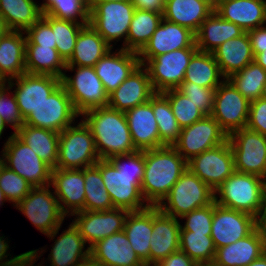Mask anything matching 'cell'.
Instances as JSON below:
<instances>
[{
    "instance_id": "obj_1",
    "label": "cell",
    "mask_w": 266,
    "mask_h": 266,
    "mask_svg": "<svg viewBox=\"0 0 266 266\" xmlns=\"http://www.w3.org/2000/svg\"><path fill=\"white\" fill-rule=\"evenodd\" d=\"M127 160V163L121 160ZM95 166L100 170L105 188L110 195L114 208L128 211H141L144 205L141 183L145 171V150L117 155L107 160L100 159Z\"/></svg>"
},
{
    "instance_id": "obj_2",
    "label": "cell",
    "mask_w": 266,
    "mask_h": 266,
    "mask_svg": "<svg viewBox=\"0 0 266 266\" xmlns=\"http://www.w3.org/2000/svg\"><path fill=\"white\" fill-rule=\"evenodd\" d=\"M92 132L100 159L129 154L136 151L127 119L123 111L109 106L94 108L82 114Z\"/></svg>"
},
{
    "instance_id": "obj_3",
    "label": "cell",
    "mask_w": 266,
    "mask_h": 266,
    "mask_svg": "<svg viewBox=\"0 0 266 266\" xmlns=\"http://www.w3.org/2000/svg\"><path fill=\"white\" fill-rule=\"evenodd\" d=\"M187 169V161L172 147L145 150L141 193L149 206H158Z\"/></svg>"
},
{
    "instance_id": "obj_4",
    "label": "cell",
    "mask_w": 266,
    "mask_h": 266,
    "mask_svg": "<svg viewBox=\"0 0 266 266\" xmlns=\"http://www.w3.org/2000/svg\"><path fill=\"white\" fill-rule=\"evenodd\" d=\"M214 193L217 205L254 217L266 207V180L255 174L235 171Z\"/></svg>"
},
{
    "instance_id": "obj_5",
    "label": "cell",
    "mask_w": 266,
    "mask_h": 266,
    "mask_svg": "<svg viewBox=\"0 0 266 266\" xmlns=\"http://www.w3.org/2000/svg\"><path fill=\"white\" fill-rule=\"evenodd\" d=\"M214 201V191L187 168L157 207L168 216L181 218Z\"/></svg>"
},
{
    "instance_id": "obj_6",
    "label": "cell",
    "mask_w": 266,
    "mask_h": 266,
    "mask_svg": "<svg viewBox=\"0 0 266 266\" xmlns=\"http://www.w3.org/2000/svg\"><path fill=\"white\" fill-rule=\"evenodd\" d=\"M99 160L92 132L83 120L77 126L71 125L60 132L55 168L84 169L94 166Z\"/></svg>"
},
{
    "instance_id": "obj_7",
    "label": "cell",
    "mask_w": 266,
    "mask_h": 266,
    "mask_svg": "<svg viewBox=\"0 0 266 266\" xmlns=\"http://www.w3.org/2000/svg\"><path fill=\"white\" fill-rule=\"evenodd\" d=\"M2 150V162L23 177L33 187L50 185L52 167L43 161L26 143L13 133Z\"/></svg>"
},
{
    "instance_id": "obj_8",
    "label": "cell",
    "mask_w": 266,
    "mask_h": 266,
    "mask_svg": "<svg viewBox=\"0 0 266 266\" xmlns=\"http://www.w3.org/2000/svg\"><path fill=\"white\" fill-rule=\"evenodd\" d=\"M89 23L113 48L111 42L124 37L126 50L127 33L135 11L131 1L89 2Z\"/></svg>"
},
{
    "instance_id": "obj_9",
    "label": "cell",
    "mask_w": 266,
    "mask_h": 266,
    "mask_svg": "<svg viewBox=\"0 0 266 266\" xmlns=\"http://www.w3.org/2000/svg\"><path fill=\"white\" fill-rule=\"evenodd\" d=\"M45 187H33L16 205L41 233L54 239L66 217L60 209L58 199Z\"/></svg>"
},
{
    "instance_id": "obj_10",
    "label": "cell",
    "mask_w": 266,
    "mask_h": 266,
    "mask_svg": "<svg viewBox=\"0 0 266 266\" xmlns=\"http://www.w3.org/2000/svg\"><path fill=\"white\" fill-rule=\"evenodd\" d=\"M197 51V48H182L139 61L147 69L154 91L164 92L176 89L184 81L186 69Z\"/></svg>"
},
{
    "instance_id": "obj_11",
    "label": "cell",
    "mask_w": 266,
    "mask_h": 266,
    "mask_svg": "<svg viewBox=\"0 0 266 266\" xmlns=\"http://www.w3.org/2000/svg\"><path fill=\"white\" fill-rule=\"evenodd\" d=\"M76 67L77 71L73 78L66 74L61 78V84L71 98L76 112L81 116L88 110L108 106L109 95L97 76L95 68Z\"/></svg>"
},
{
    "instance_id": "obj_12",
    "label": "cell",
    "mask_w": 266,
    "mask_h": 266,
    "mask_svg": "<svg viewBox=\"0 0 266 266\" xmlns=\"http://www.w3.org/2000/svg\"><path fill=\"white\" fill-rule=\"evenodd\" d=\"M235 170L266 180V136L244 127L228 136Z\"/></svg>"
},
{
    "instance_id": "obj_13",
    "label": "cell",
    "mask_w": 266,
    "mask_h": 266,
    "mask_svg": "<svg viewBox=\"0 0 266 266\" xmlns=\"http://www.w3.org/2000/svg\"><path fill=\"white\" fill-rule=\"evenodd\" d=\"M78 116L65 87L60 84L43 103L31 110L24 124L60 133Z\"/></svg>"
},
{
    "instance_id": "obj_14",
    "label": "cell",
    "mask_w": 266,
    "mask_h": 266,
    "mask_svg": "<svg viewBox=\"0 0 266 266\" xmlns=\"http://www.w3.org/2000/svg\"><path fill=\"white\" fill-rule=\"evenodd\" d=\"M250 102L228 79L215 89L211 116L229 136L247 126Z\"/></svg>"
},
{
    "instance_id": "obj_15",
    "label": "cell",
    "mask_w": 266,
    "mask_h": 266,
    "mask_svg": "<svg viewBox=\"0 0 266 266\" xmlns=\"http://www.w3.org/2000/svg\"><path fill=\"white\" fill-rule=\"evenodd\" d=\"M187 168L215 191L236 171L229 141L195 155Z\"/></svg>"
},
{
    "instance_id": "obj_16",
    "label": "cell",
    "mask_w": 266,
    "mask_h": 266,
    "mask_svg": "<svg viewBox=\"0 0 266 266\" xmlns=\"http://www.w3.org/2000/svg\"><path fill=\"white\" fill-rule=\"evenodd\" d=\"M227 140L228 135L221 129L219 123L211 115H206L192 125L182 128L178 140L172 147L189 161L195 155L221 145Z\"/></svg>"
},
{
    "instance_id": "obj_17",
    "label": "cell",
    "mask_w": 266,
    "mask_h": 266,
    "mask_svg": "<svg viewBox=\"0 0 266 266\" xmlns=\"http://www.w3.org/2000/svg\"><path fill=\"white\" fill-rule=\"evenodd\" d=\"M130 211L114 208L107 211H80L72 223L79 230L89 248L98 241L116 232L123 231L125 221Z\"/></svg>"
},
{
    "instance_id": "obj_18",
    "label": "cell",
    "mask_w": 266,
    "mask_h": 266,
    "mask_svg": "<svg viewBox=\"0 0 266 266\" xmlns=\"http://www.w3.org/2000/svg\"><path fill=\"white\" fill-rule=\"evenodd\" d=\"M254 229V216L242 211L219 206L214 201L211 238L216 249L241 240Z\"/></svg>"
},
{
    "instance_id": "obj_19",
    "label": "cell",
    "mask_w": 266,
    "mask_h": 266,
    "mask_svg": "<svg viewBox=\"0 0 266 266\" xmlns=\"http://www.w3.org/2000/svg\"><path fill=\"white\" fill-rule=\"evenodd\" d=\"M14 80L16 83L9 80L8 86L10 89L17 86L13 92L23 118L43 103L61 84V78L30 73H24Z\"/></svg>"
},
{
    "instance_id": "obj_20",
    "label": "cell",
    "mask_w": 266,
    "mask_h": 266,
    "mask_svg": "<svg viewBox=\"0 0 266 266\" xmlns=\"http://www.w3.org/2000/svg\"><path fill=\"white\" fill-rule=\"evenodd\" d=\"M50 185L55 188L53 193L65 216L69 211L72 216L83 211L85 205L84 169L53 168Z\"/></svg>"
},
{
    "instance_id": "obj_21",
    "label": "cell",
    "mask_w": 266,
    "mask_h": 266,
    "mask_svg": "<svg viewBox=\"0 0 266 266\" xmlns=\"http://www.w3.org/2000/svg\"><path fill=\"white\" fill-rule=\"evenodd\" d=\"M182 48H197L195 33L163 18L138 56L139 59H152L155 56Z\"/></svg>"
},
{
    "instance_id": "obj_22",
    "label": "cell",
    "mask_w": 266,
    "mask_h": 266,
    "mask_svg": "<svg viewBox=\"0 0 266 266\" xmlns=\"http://www.w3.org/2000/svg\"><path fill=\"white\" fill-rule=\"evenodd\" d=\"M181 224L175 217L153 206V232L150 239L149 265H156L170 254L179 251Z\"/></svg>"
},
{
    "instance_id": "obj_23",
    "label": "cell",
    "mask_w": 266,
    "mask_h": 266,
    "mask_svg": "<svg viewBox=\"0 0 266 266\" xmlns=\"http://www.w3.org/2000/svg\"><path fill=\"white\" fill-rule=\"evenodd\" d=\"M142 67L140 64L116 90L109 94V107L125 112L147 103L156 93L147 69Z\"/></svg>"
},
{
    "instance_id": "obj_24",
    "label": "cell",
    "mask_w": 266,
    "mask_h": 266,
    "mask_svg": "<svg viewBox=\"0 0 266 266\" xmlns=\"http://www.w3.org/2000/svg\"><path fill=\"white\" fill-rule=\"evenodd\" d=\"M110 49L94 66L105 91L112 93L140 65L138 53L121 48L111 54Z\"/></svg>"
},
{
    "instance_id": "obj_25",
    "label": "cell",
    "mask_w": 266,
    "mask_h": 266,
    "mask_svg": "<svg viewBox=\"0 0 266 266\" xmlns=\"http://www.w3.org/2000/svg\"><path fill=\"white\" fill-rule=\"evenodd\" d=\"M124 113L136 150L144 151L163 147L153 114L152 97L147 103L138 105Z\"/></svg>"
},
{
    "instance_id": "obj_26",
    "label": "cell",
    "mask_w": 266,
    "mask_h": 266,
    "mask_svg": "<svg viewBox=\"0 0 266 266\" xmlns=\"http://www.w3.org/2000/svg\"><path fill=\"white\" fill-rule=\"evenodd\" d=\"M214 10L224 20L248 32L266 23L265 0H215Z\"/></svg>"
},
{
    "instance_id": "obj_27",
    "label": "cell",
    "mask_w": 266,
    "mask_h": 266,
    "mask_svg": "<svg viewBox=\"0 0 266 266\" xmlns=\"http://www.w3.org/2000/svg\"><path fill=\"white\" fill-rule=\"evenodd\" d=\"M90 257L102 266H144L124 231L98 241L90 248Z\"/></svg>"
},
{
    "instance_id": "obj_28",
    "label": "cell",
    "mask_w": 266,
    "mask_h": 266,
    "mask_svg": "<svg viewBox=\"0 0 266 266\" xmlns=\"http://www.w3.org/2000/svg\"><path fill=\"white\" fill-rule=\"evenodd\" d=\"M212 54L220 67L223 79L229 78L254 61L251 41L247 32L222 43L213 50Z\"/></svg>"
},
{
    "instance_id": "obj_29",
    "label": "cell",
    "mask_w": 266,
    "mask_h": 266,
    "mask_svg": "<svg viewBox=\"0 0 266 266\" xmlns=\"http://www.w3.org/2000/svg\"><path fill=\"white\" fill-rule=\"evenodd\" d=\"M214 7V0H166L163 18L196 33Z\"/></svg>"
},
{
    "instance_id": "obj_30",
    "label": "cell",
    "mask_w": 266,
    "mask_h": 266,
    "mask_svg": "<svg viewBox=\"0 0 266 266\" xmlns=\"http://www.w3.org/2000/svg\"><path fill=\"white\" fill-rule=\"evenodd\" d=\"M112 47L88 23L84 25L77 37L74 51L66 62V70L73 71L75 66L94 67Z\"/></svg>"
},
{
    "instance_id": "obj_31",
    "label": "cell",
    "mask_w": 266,
    "mask_h": 266,
    "mask_svg": "<svg viewBox=\"0 0 266 266\" xmlns=\"http://www.w3.org/2000/svg\"><path fill=\"white\" fill-rule=\"evenodd\" d=\"M244 32L238 25L224 20L214 10L195 33V45L198 51L212 53L222 43L239 37Z\"/></svg>"
},
{
    "instance_id": "obj_32",
    "label": "cell",
    "mask_w": 266,
    "mask_h": 266,
    "mask_svg": "<svg viewBox=\"0 0 266 266\" xmlns=\"http://www.w3.org/2000/svg\"><path fill=\"white\" fill-rule=\"evenodd\" d=\"M123 231L139 259L145 265H149L150 239L153 232V206L141 211L129 212Z\"/></svg>"
},
{
    "instance_id": "obj_33",
    "label": "cell",
    "mask_w": 266,
    "mask_h": 266,
    "mask_svg": "<svg viewBox=\"0 0 266 266\" xmlns=\"http://www.w3.org/2000/svg\"><path fill=\"white\" fill-rule=\"evenodd\" d=\"M58 238L51 249V266H74L90 257V248L83 252L86 242L73 223Z\"/></svg>"
},
{
    "instance_id": "obj_34",
    "label": "cell",
    "mask_w": 266,
    "mask_h": 266,
    "mask_svg": "<svg viewBox=\"0 0 266 266\" xmlns=\"http://www.w3.org/2000/svg\"><path fill=\"white\" fill-rule=\"evenodd\" d=\"M10 30L0 38V72L9 81L26 73V36Z\"/></svg>"
},
{
    "instance_id": "obj_35",
    "label": "cell",
    "mask_w": 266,
    "mask_h": 266,
    "mask_svg": "<svg viewBox=\"0 0 266 266\" xmlns=\"http://www.w3.org/2000/svg\"><path fill=\"white\" fill-rule=\"evenodd\" d=\"M264 254L256 228L246 237L216 249L214 260L224 266H247Z\"/></svg>"
},
{
    "instance_id": "obj_36",
    "label": "cell",
    "mask_w": 266,
    "mask_h": 266,
    "mask_svg": "<svg viewBox=\"0 0 266 266\" xmlns=\"http://www.w3.org/2000/svg\"><path fill=\"white\" fill-rule=\"evenodd\" d=\"M15 134L47 164L56 167L59 150V132L24 124Z\"/></svg>"
},
{
    "instance_id": "obj_37",
    "label": "cell",
    "mask_w": 266,
    "mask_h": 266,
    "mask_svg": "<svg viewBox=\"0 0 266 266\" xmlns=\"http://www.w3.org/2000/svg\"><path fill=\"white\" fill-rule=\"evenodd\" d=\"M25 67L26 73L62 78L65 74L62 69L66 68V62L56 48L26 45Z\"/></svg>"
},
{
    "instance_id": "obj_38",
    "label": "cell",
    "mask_w": 266,
    "mask_h": 266,
    "mask_svg": "<svg viewBox=\"0 0 266 266\" xmlns=\"http://www.w3.org/2000/svg\"><path fill=\"white\" fill-rule=\"evenodd\" d=\"M0 14L10 30L26 31L43 15L33 0H0Z\"/></svg>"
},
{
    "instance_id": "obj_39",
    "label": "cell",
    "mask_w": 266,
    "mask_h": 266,
    "mask_svg": "<svg viewBox=\"0 0 266 266\" xmlns=\"http://www.w3.org/2000/svg\"><path fill=\"white\" fill-rule=\"evenodd\" d=\"M220 67L211 52L197 51L186 69L183 82H193L199 86L216 89L223 81Z\"/></svg>"
},
{
    "instance_id": "obj_40",
    "label": "cell",
    "mask_w": 266,
    "mask_h": 266,
    "mask_svg": "<svg viewBox=\"0 0 266 266\" xmlns=\"http://www.w3.org/2000/svg\"><path fill=\"white\" fill-rule=\"evenodd\" d=\"M163 19L162 14L135 9L127 33L126 50L139 53Z\"/></svg>"
},
{
    "instance_id": "obj_41",
    "label": "cell",
    "mask_w": 266,
    "mask_h": 266,
    "mask_svg": "<svg viewBox=\"0 0 266 266\" xmlns=\"http://www.w3.org/2000/svg\"><path fill=\"white\" fill-rule=\"evenodd\" d=\"M152 107L161 144L163 146H173L180 136L181 127L176 121L168 98L162 92H156L152 96Z\"/></svg>"
},
{
    "instance_id": "obj_42",
    "label": "cell",
    "mask_w": 266,
    "mask_h": 266,
    "mask_svg": "<svg viewBox=\"0 0 266 266\" xmlns=\"http://www.w3.org/2000/svg\"><path fill=\"white\" fill-rule=\"evenodd\" d=\"M85 205L83 211L114 209L100 170L94 165L84 168Z\"/></svg>"
},
{
    "instance_id": "obj_43",
    "label": "cell",
    "mask_w": 266,
    "mask_h": 266,
    "mask_svg": "<svg viewBox=\"0 0 266 266\" xmlns=\"http://www.w3.org/2000/svg\"><path fill=\"white\" fill-rule=\"evenodd\" d=\"M233 86L249 101L261 97L266 83V71L255 61L227 78Z\"/></svg>"
},
{
    "instance_id": "obj_44",
    "label": "cell",
    "mask_w": 266,
    "mask_h": 266,
    "mask_svg": "<svg viewBox=\"0 0 266 266\" xmlns=\"http://www.w3.org/2000/svg\"><path fill=\"white\" fill-rule=\"evenodd\" d=\"M42 18L52 27L56 49L67 62L73 54L78 34L84 25L80 22L58 19L48 14H43Z\"/></svg>"
},
{
    "instance_id": "obj_45",
    "label": "cell",
    "mask_w": 266,
    "mask_h": 266,
    "mask_svg": "<svg viewBox=\"0 0 266 266\" xmlns=\"http://www.w3.org/2000/svg\"><path fill=\"white\" fill-rule=\"evenodd\" d=\"M180 251L186 253L197 265L214 260L216 248L211 235L180 231Z\"/></svg>"
},
{
    "instance_id": "obj_46",
    "label": "cell",
    "mask_w": 266,
    "mask_h": 266,
    "mask_svg": "<svg viewBox=\"0 0 266 266\" xmlns=\"http://www.w3.org/2000/svg\"><path fill=\"white\" fill-rule=\"evenodd\" d=\"M162 93L168 98L172 112L181 129L206 116L198 106L177 89H169Z\"/></svg>"
},
{
    "instance_id": "obj_47",
    "label": "cell",
    "mask_w": 266,
    "mask_h": 266,
    "mask_svg": "<svg viewBox=\"0 0 266 266\" xmlns=\"http://www.w3.org/2000/svg\"><path fill=\"white\" fill-rule=\"evenodd\" d=\"M89 0H53L44 10L43 14H48L58 19L78 22L82 25L89 23Z\"/></svg>"
},
{
    "instance_id": "obj_48",
    "label": "cell",
    "mask_w": 266,
    "mask_h": 266,
    "mask_svg": "<svg viewBox=\"0 0 266 266\" xmlns=\"http://www.w3.org/2000/svg\"><path fill=\"white\" fill-rule=\"evenodd\" d=\"M33 188L23 177L10 170L3 163L0 165V189L7 200L16 206Z\"/></svg>"
},
{
    "instance_id": "obj_49",
    "label": "cell",
    "mask_w": 266,
    "mask_h": 266,
    "mask_svg": "<svg viewBox=\"0 0 266 266\" xmlns=\"http://www.w3.org/2000/svg\"><path fill=\"white\" fill-rule=\"evenodd\" d=\"M214 215V202L208 206L192 210L181 218L186 219L180 231H191L211 235V225Z\"/></svg>"
},
{
    "instance_id": "obj_50",
    "label": "cell",
    "mask_w": 266,
    "mask_h": 266,
    "mask_svg": "<svg viewBox=\"0 0 266 266\" xmlns=\"http://www.w3.org/2000/svg\"><path fill=\"white\" fill-rule=\"evenodd\" d=\"M176 89L188 97L206 115H211L215 89L202 87L193 82H182Z\"/></svg>"
},
{
    "instance_id": "obj_51",
    "label": "cell",
    "mask_w": 266,
    "mask_h": 266,
    "mask_svg": "<svg viewBox=\"0 0 266 266\" xmlns=\"http://www.w3.org/2000/svg\"><path fill=\"white\" fill-rule=\"evenodd\" d=\"M9 86L0 89V115L6 124L14 128V133L24 125V118L21 116L15 95L8 99ZM7 95V96H6Z\"/></svg>"
},
{
    "instance_id": "obj_52",
    "label": "cell",
    "mask_w": 266,
    "mask_h": 266,
    "mask_svg": "<svg viewBox=\"0 0 266 266\" xmlns=\"http://www.w3.org/2000/svg\"><path fill=\"white\" fill-rule=\"evenodd\" d=\"M26 33V45H40L56 48L52 27L41 17L35 22Z\"/></svg>"
},
{
    "instance_id": "obj_53",
    "label": "cell",
    "mask_w": 266,
    "mask_h": 266,
    "mask_svg": "<svg viewBox=\"0 0 266 266\" xmlns=\"http://www.w3.org/2000/svg\"><path fill=\"white\" fill-rule=\"evenodd\" d=\"M247 128L266 136V101L259 98L250 102Z\"/></svg>"
},
{
    "instance_id": "obj_54",
    "label": "cell",
    "mask_w": 266,
    "mask_h": 266,
    "mask_svg": "<svg viewBox=\"0 0 266 266\" xmlns=\"http://www.w3.org/2000/svg\"><path fill=\"white\" fill-rule=\"evenodd\" d=\"M251 41L254 57L266 49V27L260 26L247 32Z\"/></svg>"
},
{
    "instance_id": "obj_55",
    "label": "cell",
    "mask_w": 266,
    "mask_h": 266,
    "mask_svg": "<svg viewBox=\"0 0 266 266\" xmlns=\"http://www.w3.org/2000/svg\"><path fill=\"white\" fill-rule=\"evenodd\" d=\"M155 266H197V264L186 253L179 250L170 254Z\"/></svg>"
},
{
    "instance_id": "obj_56",
    "label": "cell",
    "mask_w": 266,
    "mask_h": 266,
    "mask_svg": "<svg viewBox=\"0 0 266 266\" xmlns=\"http://www.w3.org/2000/svg\"><path fill=\"white\" fill-rule=\"evenodd\" d=\"M166 0H131L135 9L164 14Z\"/></svg>"
},
{
    "instance_id": "obj_57",
    "label": "cell",
    "mask_w": 266,
    "mask_h": 266,
    "mask_svg": "<svg viewBox=\"0 0 266 266\" xmlns=\"http://www.w3.org/2000/svg\"><path fill=\"white\" fill-rule=\"evenodd\" d=\"M38 249L27 251L7 261H1L0 266H28L38 257Z\"/></svg>"
},
{
    "instance_id": "obj_58",
    "label": "cell",
    "mask_w": 266,
    "mask_h": 266,
    "mask_svg": "<svg viewBox=\"0 0 266 266\" xmlns=\"http://www.w3.org/2000/svg\"><path fill=\"white\" fill-rule=\"evenodd\" d=\"M255 228L259 233L263 252L266 254V207L255 217Z\"/></svg>"
},
{
    "instance_id": "obj_59",
    "label": "cell",
    "mask_w": 266,
    "mask_h": 266,
    "mask_svg": "<svg viewBox=\"0 0 266 266\" xmlns=\"http://www.w3.org/2000/svg\"><path fill=\"white\" fill-rule=\"evenodd\" d=\"M254 61L257 62L266 71V49L254 57Z\"/></svg>"
},
{
    "instance_id": "obj_60",
    "label": "cell",
    "mask_w": 266,
    "mask_h": 266,
    "mask_svg": "<svg viewBox=\"0 0 266 266\" xmlns=\"http://www.w3.org/2000/svg\"><path fill=\"white\" fill-rule=\"evenodd\" d=\"M9 249L8 243H6L4 237H0V261L4 260L8 256L6 255L7 250ZM4 258V259H3Z\"/></svg>"
},
{
    "instance_id": "obj_61",
    "label": "cell",
    "mask_w": 266,
    "mask_h": 266,
    "mask_svg": "<svg viewBox=\"0 0 266 266\" xmlns=\"http://www.w3.org/2000/svg\"><path fill=\"white\" fill-rule=\"evenodd\" d=\"M10 29L8 28L4 17L0 14V38L6 35Z\"/></svg>"
},
{
    "instance_id": "obj_62",
    "label": "cell",
    "mask_w": 266,
    "mask_h": 266,
    "mask_svg": "<svg viewBox=\"0 0 266 266\" xmlns=\"http://www.w3.org/2000/svg\"><path fill=\"white\" fill-rule=\"evenodd\" d=\"M74 266H102V265L94 261L91 257H89Z\"/></svg>"
},
{
    "instance_id": "obj_63",
    "label": "cell",
    "mask_w": 266,
    "mask_h": 266,
    "mask_svg": "<svg viewBox=\"0 0 266 266\" xmlns=\"http://www.w3.org/2000/svg\"><path fill=\"white\" fill-rule=\"evenodd\" d=\"M247 266H266V254H263L260 258L252 261Z\"/></svg>"
},
{
    "instance_id": "obj_64",
    "label": "cell",
    "mask_w": 266,
    "mask_h": 266,
    "mask_svg": "<svg viewBox=\"0 0 266 266\" xmlns=\"http://www.w3.org/2000/svg\"><path fill=\"white\" fill-rule=\"evenodd\" d=\"M197 266H224V265L217 263L215 260H211L205 263L198 264Z\"/></svg>"
},
{
    "instance_id": "obj_65",
    "label": "cell",
    "mask_w": 266,
    "mask_h": 266,
    "mask_svg": "<svg viewBox=\"0 0 266 266\" xmlns=\"http://www.w3.org/2000/svg\"><path fill=\"white\" fill-rule=\"evenodd\" d=\"M6 81L8 80L4 77V75L0 72V89L4 88L6 85Z\"/></svg>"
},
{
    "instance_id": "obj_66",
    "label": "cell",
    "mask_w": 266,
    "mask_h": 266,
    "mask_svg": "<svg viewBox=\"0 0 266 266\" xmlns=\"http://www.w3.org/2000/svg\"><path fill=\"white\" fill-rule=\"evenodd\" d=\"M5 125H6V123L4 122L2 116L0 115V137H1V135L5 129Z\"/></svg>"
},
{
    "instance_id": "obj_67",
    "label": "cell",
    "mask_w": 266,
    "mask_h": 266,
    "mask_svg": "<svg viewBox=\"0 0 266 266\" xmlns=\"http://www.w3.org/2000/svg\"><path fill=\"white\" fill-rule=\"evenodd\" d=\"M260 98L266 101V83L263 86V89H262V93H261V97Z\"/></svg>"
},
{
    "instance_id": "obj_68",
    "label": "cell",
    "mask_w": 266,
    "mask_h": 266,
    "mask_svg": "<svg viewBox=\"0 0 266 266\" xmlns=\"http://www.w3.org/2000/svg\"><path fill=\"white\" fill-rule=\"evenodd\" d=\"M110 1H131V0H89V2H110Z\"/></svg>"
},
{
    "instance_id": "obj_69",
    "label": "cell",
    "mask_w": 266,
    "mask_h": 266,
    "mask_svg": "<svg viewBox=\"0 0 266 266\" xmlns=\"http://www.w3.org/2000/svg\"><path fill=\"white\" fill-rule=\"evenodd\" d=\"M7 201L6 197L4 196L3 194V191L0 189V205L2 204L3 205V202L4 201Z\"/></svg>"
},
{
    "instance_id": "obj_70",
    "label": "cell",
    "mask_w": 266,
    "mask_h": 266,
    "mask_svg": "<svg viewBox=\"0 0 266 266\" xmlns=\"http://www.w3.org/2000/svg\"><path fill=\"white\" fill-rule=\"evenodd\" d=\"M53 0H46L45 3L39 5L42 10H44Z\"/></svg>"
},
{
    "instance_id": "obj_71",
    "label": "cell",
    "mask_w": 266,
    "mask_h": 266,
    "mask_svg": "<svg viewBox=\"0 0 266 266\" xmlns=\"http://www.w3.org/2000/svg\"><path fill=\"white\" fill-rule=\"evenodd\" d=\"M35 261H36V260L32 261V263H31L30 265H28V266H33V264L36 263ZM38 266H42V265L40 264V265H38Z\"/></svg>"
}]
</instances>
